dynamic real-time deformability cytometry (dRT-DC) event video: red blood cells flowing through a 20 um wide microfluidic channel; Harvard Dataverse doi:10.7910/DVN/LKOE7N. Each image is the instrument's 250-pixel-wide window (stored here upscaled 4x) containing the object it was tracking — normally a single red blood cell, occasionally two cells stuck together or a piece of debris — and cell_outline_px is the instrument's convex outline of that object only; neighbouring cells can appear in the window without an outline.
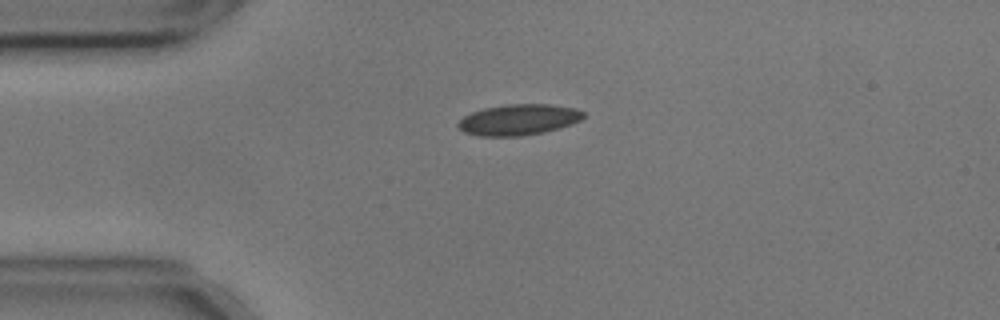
{"species": "common noctule bat (a hibernating species)", "species_latin": "Nyctalus noctula", "temperature_condition": "cold", "stored_images_in_passage": 35, "camera_frame_rate_fps": 3000, "um_per_image_px": 0.085, "animal": {"sex": "male", "body_mass_g": 17.9, "forearm_length_mm": 54.2}, "frame": {"image": 1, "passage_image": 1, "time_ms": 0.0, "image_size_px": [1000, 320], "cell_outline_px": [[584, 116], [580, 120], [572, 124], [544, 132], [520, 136], [476, 136], [464, 132], [456, 124], [464, 116], [472, 112], [484, 108], [508, 104], [548, 104], [576, 108], [584, 112]], "centroid_in_image_um": [44.07, 10.17], "position_along_channel_um": 40.9, "area_um2": 22.54}}
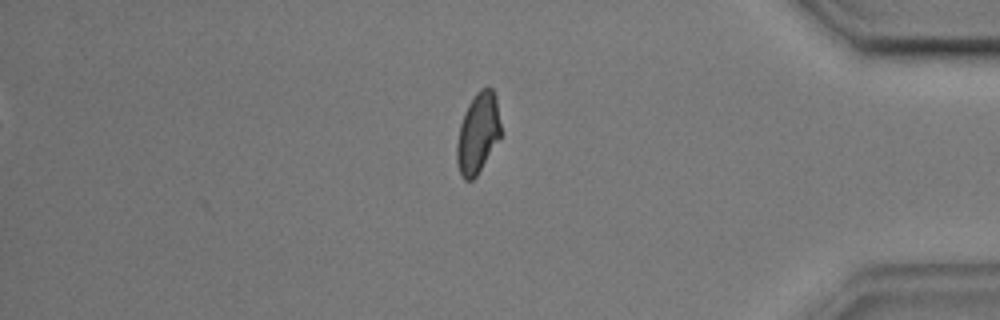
{"frame": {"image": 2, "passage_image": 35, "time_ms": 11.333, "image_size_px": [1000, 320], "cell_outline_px": [[500, 136], [476, 176], [472, 180], [464, 180], [460, 176], [456, 160], [456, 144], [460, 124], [464, 112], [468, 104], [476, 92], [480, 88], [492, 88], [496, 96], [500, 124]], "centroid_in_image_um": [40.59, 11.31], "position_along_channel_um": 394.6, "area_um2": 20.46}, "authors_computed_cell_mechanics": {"area_um2": 21.4438, "velocity_mm_per_s": 3.576, "shape_relaxation_time_tau1_ms": 4.1662, "shape_relaxation_time_tau2_ms": 1.8541, "deformation_change_tau1": 0.1161, "deformation_change_tau2": 0.0516}}